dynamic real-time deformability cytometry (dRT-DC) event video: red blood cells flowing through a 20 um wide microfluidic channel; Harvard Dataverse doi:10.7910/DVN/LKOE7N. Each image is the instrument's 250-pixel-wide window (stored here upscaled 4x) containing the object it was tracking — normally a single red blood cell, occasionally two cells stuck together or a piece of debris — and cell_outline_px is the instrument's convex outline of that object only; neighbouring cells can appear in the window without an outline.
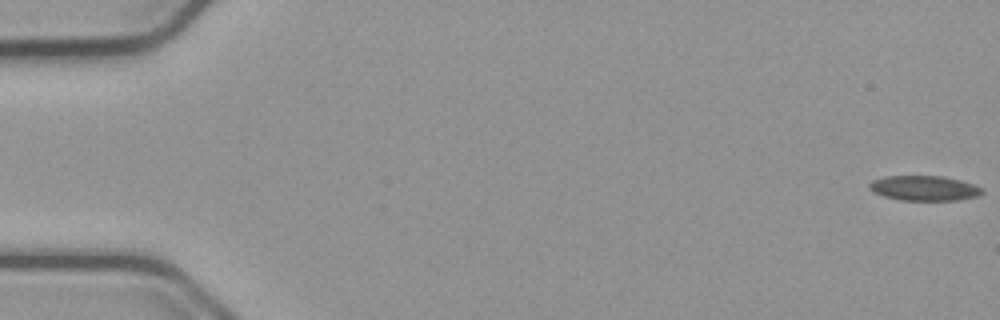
{"species": "common noctule bat (a hibernating species)", "species_latin": "Nyctalus noctula", "temperature_condition": "cold", "stored_images_in_passage": 17, "camera_frame_rate_fps": 3000, "um_per_image_px": 0.085, "animal": {"sex": "male", "body_mass_g": 23.1, "forearm_length_mm": 52.7}, "frame": {"image": 1, "passage_image": 1, "time_ms": 0.0, "image_size_px": [1000, 320], "cell_outline_px": [[984, 192], [976, 196], [960, 200], [900, 200], [884, 196], [872, 192], [868, 188], [868, 184], [872, 180], [884, 176], [944, 176], [960, 180], [972, 184], [980, 188]], "centroid_in_image_um": [78.5, 15.99], "position_along_channel_um": 6.5, "area_um2": 16.42}}
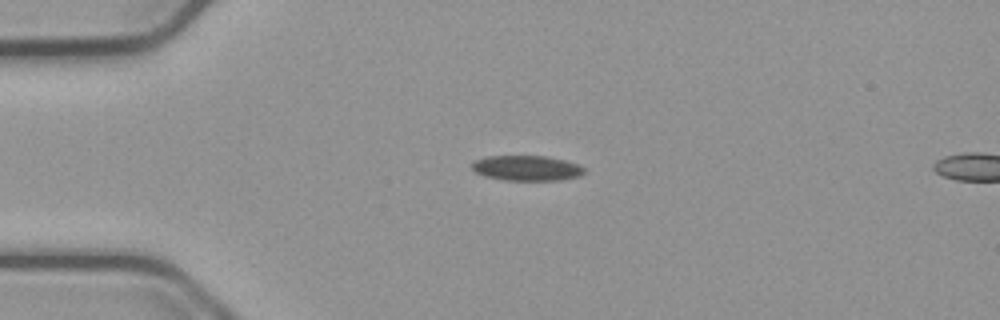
{"frame": {"image": 2, "passage_image": 14, "time_ms": 4.333, "image_size_px": [1000, 320], "cell_outline_px": [[584, 172], [580, 176], [560, 180], [504, 180], [484, 176], [476, 172], [472, 168], [472, 164], [476, 160], [488, 156], [548, 156], [580, 164], [584, 168]], "centroid_in_image_um": [44.8, 14.29], "position_along_channel_um": 40.2, "area_um2": 16.47}}